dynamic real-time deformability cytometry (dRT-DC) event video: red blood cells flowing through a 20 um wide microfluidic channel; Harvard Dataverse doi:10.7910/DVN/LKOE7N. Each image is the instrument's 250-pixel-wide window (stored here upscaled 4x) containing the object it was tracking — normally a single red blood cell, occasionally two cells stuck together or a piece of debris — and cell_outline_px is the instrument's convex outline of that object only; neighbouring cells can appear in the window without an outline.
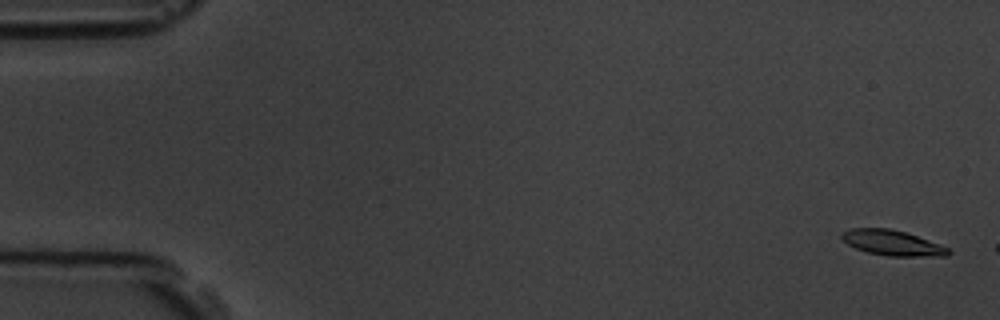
{"species": "common noctule bat (a hibernating species)", "species_latin": "Nyctalus noctula", "temperature_condition": "room temperature", "stored_images_in_passage": 3, "camera_frame_rate_fps": 3000, "um_per_image_px": 0.085, "animal": {"sex": "male", "body_mass_g": 19.5, "forearm_length_mm": 54.6}, "frame": {"image": 1, "passage_image": 1, "time_ms": 0.0, "image_size_px": [1000, 320], "cell_outline_px": [[952, 252], [948, 256], [888, 256], [868, 252], [856, 248], [848, 244], [840, 236], [840, 232], [852, 228], [888, 228], [904, 232], [940, 244], [948, 248]], "centroid_in_image_um": [75.84, 20.64], "position_along_channel_um": 9.2, "area_um2": 15.61}}